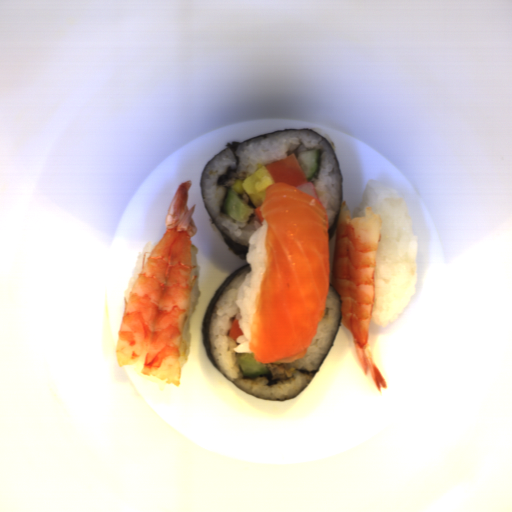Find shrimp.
<instances>
[{"label":"shrimp","instance_id":"obj_2","mask_svg":"<svg viewBox=\"0 0 512 512\" xmlns=\"http://www.w3.org/2000/svg\"><path fill=\"white\" fill-rule=\"evenodd\" d=\"M383 227L380 214L366 207L364 216H353L344 200L336 225L332 280L341 300V324L352 334L354 349L363 375L371 372L378 392L387 389L369 342L370 324L376 300V251Z\"/></svg>","mask_w":512,"mask_h":512},{"label":"shrimp","instance_id":"obj_1","mask_svg":"<svg viewBox=\"0 0 512 512\" xmlns=\"http://www.w3.org/2000/svg\"><path fill=\"white\" fill-rule=\"evenodd\" d=\"M191 179L180 182L164 220L166 231L154 248L143 254L141 270L128 299H123L115 346L119 367L135 365L138 374L160 390L180 386L181 372L191 354L184 340L190 315L193 282L191 237L197 233L187 205Z\"/></svg>","mask_w":512,"mask_h":512}]
</instances>
